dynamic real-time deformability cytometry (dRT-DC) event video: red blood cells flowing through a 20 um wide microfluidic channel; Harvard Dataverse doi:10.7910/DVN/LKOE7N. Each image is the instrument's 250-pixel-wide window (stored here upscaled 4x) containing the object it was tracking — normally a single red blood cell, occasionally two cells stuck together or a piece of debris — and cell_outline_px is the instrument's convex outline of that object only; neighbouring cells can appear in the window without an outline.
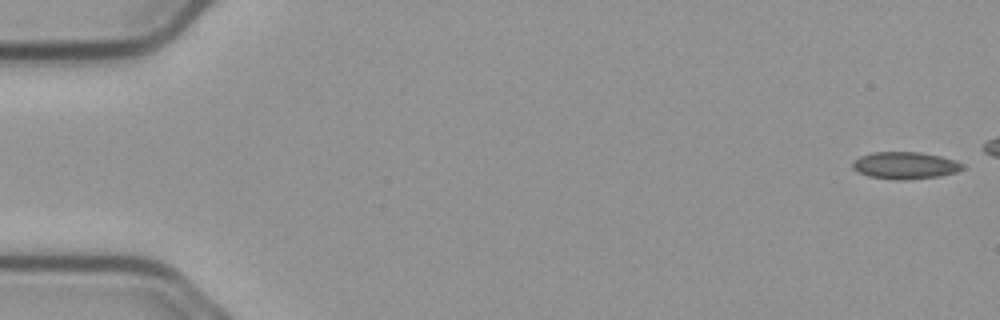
{"species": "common noctule bat (a hibernating species)", "species_latin": "Nyctalus noctula", "temperature_condition": "cold", "stored_images_in_passage": 45, "camera_frame_rate_fps": 3000, "um_per_image_px": 0.085, "animal": {"sex": "male", "body_mass_g": 23.1, "forearm_length_mm": 52.7}, "frame": {"image": 1, "passage_image": 1, "time_ms": 0.0, "image_size_px": [1000, 320], "cell_outline_px": [[964, 168], [956, 172], [940, 176], [908, 180], [896, 180], [868, 176], [852, 168], [852, 160], [860, 156], [872, 152], [920, 152], [940, 156], [956, 160], [964, 164]], "centroid_in_image_um": [76.94, 14.06], "position_along_channel_um": 8.1, "area_um2": 17.51}}
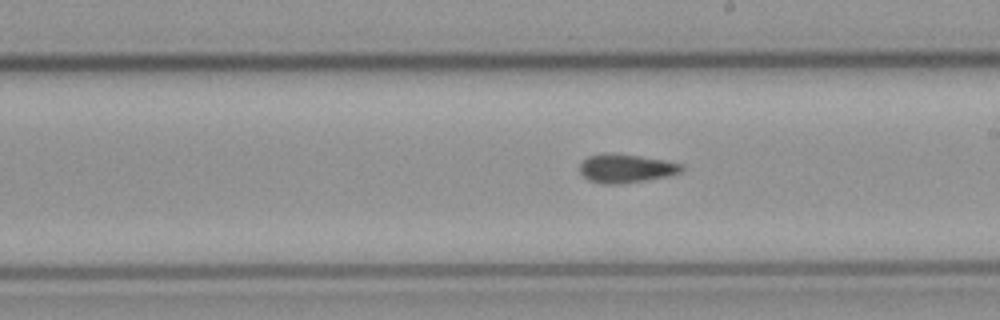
{"frame": {"image": 2, "passage_image": 31, "time_ms": 10.0, "image_size_px": [1000, 320], "cell_outline_px": [[684, 168], [680, 172], [668, 176], [648, 180], [620, 184], [604, 184], [588, 180], [580, 172], [580, 164], [588, 156], [604, 152], [612, 152], [640, 156], [664, 160], [684, 164]], "centroid_in_image_um": [53.21, 14.3], "position_along_channel_um": 235.8, "area_um2": 17.22}}
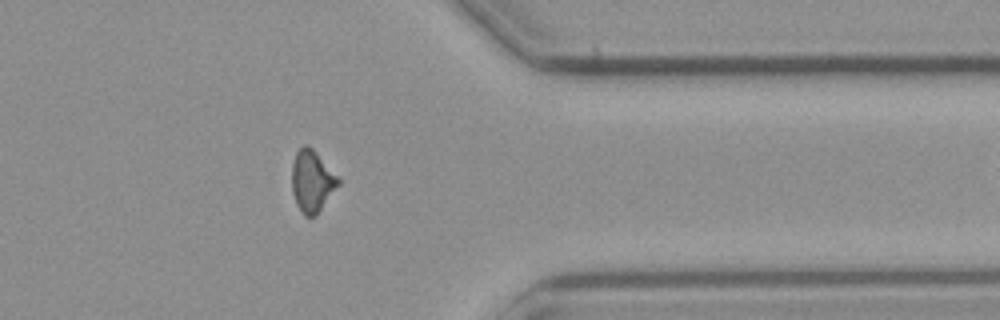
{"frame": {"image": 3, "passage_image": 44, "time_ms": 14.333, "image_size_px": [1000, 320], "cell_outline_px": [[340, 184], [316, 216], [304, 216], [300, 212], [296, 204], [292, 192], [292, 164], [296, 152], [304, 144], [308, 144], [316, 152], [340, 180]], "centroid_in_image_um": [26.51, 15.42], "position_along_channel_um": 384.9, "area_um2": 16.7}}